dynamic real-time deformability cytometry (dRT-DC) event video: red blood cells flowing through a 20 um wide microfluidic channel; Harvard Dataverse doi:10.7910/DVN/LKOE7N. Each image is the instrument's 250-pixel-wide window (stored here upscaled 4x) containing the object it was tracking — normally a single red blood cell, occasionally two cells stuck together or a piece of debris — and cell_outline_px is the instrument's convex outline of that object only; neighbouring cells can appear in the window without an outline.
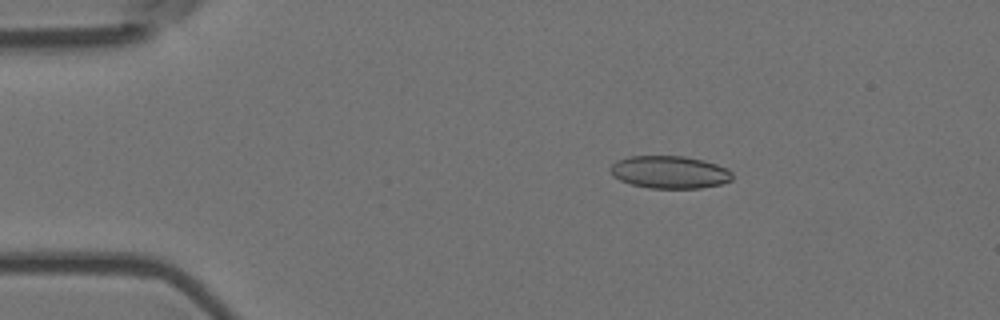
{"species": "Egyptian fruit bat (a non-hibernating species)", "species_latin": "Rousettus aegyptiacus", "temperature_condition": "room temperature", "stored_images_in_passage": 4, "camera_frame_rate_fps": 3000, "um_per_image_px": 0.085, "animal": {"sex": "female"}, "frame": {"image": 1, "passage_image": 1, "time_ms": 0.0, "image_size_px": [1000, 320], "cell_outline_px": [[732, 180], [720, 184], [700, 188], [648, 188], [632, 184], [620, 180], [612, 176], [612, 164], [616, 160], [628, 156], [684, 156], [716, 164], [728, 168], [732, 172]], "centroid_in_image_um": [56.92, 14.63], "position_along_channel_um": 28.1, "area_um2": 23.06}}
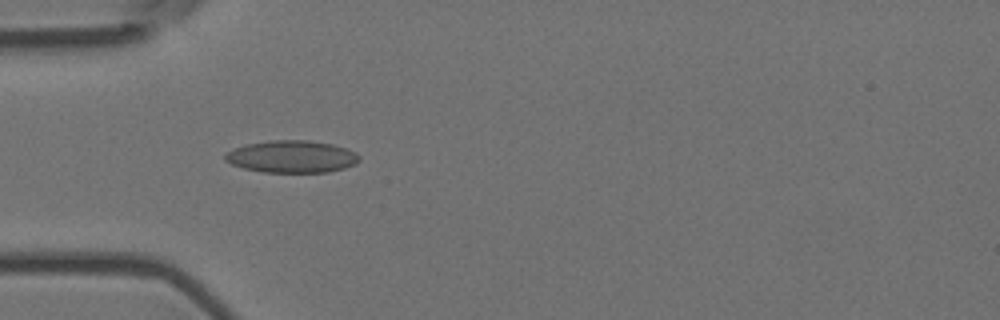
{"frame": {"image": 2, "passage_image": 3, "time_ms": 0.667, "image_size_px": [1000, 320], "cell_outline_px": [[360, 160], [356, 164], [344, 168], [328, 172], [264, 172], [244, 168], [232, 164], [224, 160], [224, 156], [232, 148], [248, 144], [272, 140], [308, 140], [332, 144], [356, 152], [360, 156]], "centroid_in_image_um": [24.81, 13.31], "position_along_channel_um": 60.2, "area_um2": 25.14}}
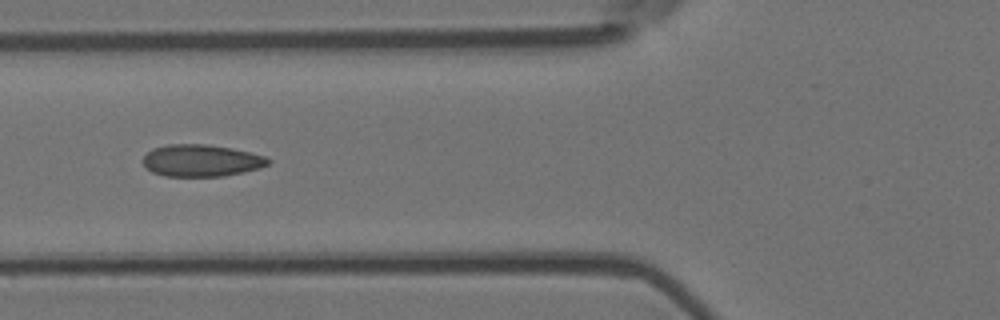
{"frame": {"image": 3, "passage_image": 4, "time_ms": 1.0, "image_size_px": [1000, 320], "cell_outline_px": [[272, 160], [268, 164], [260, 168], [244, 172], [224, 176], [164, 176], [152, 172], [144, 164], [144, 156], [152, 148], [168, 144], [208, 144], [232, 148], [264, 156]], "centroid_in_image_um": [17.12, 13.64], "position_along_channel_um": 108.7, "area_um2": 23.29}}